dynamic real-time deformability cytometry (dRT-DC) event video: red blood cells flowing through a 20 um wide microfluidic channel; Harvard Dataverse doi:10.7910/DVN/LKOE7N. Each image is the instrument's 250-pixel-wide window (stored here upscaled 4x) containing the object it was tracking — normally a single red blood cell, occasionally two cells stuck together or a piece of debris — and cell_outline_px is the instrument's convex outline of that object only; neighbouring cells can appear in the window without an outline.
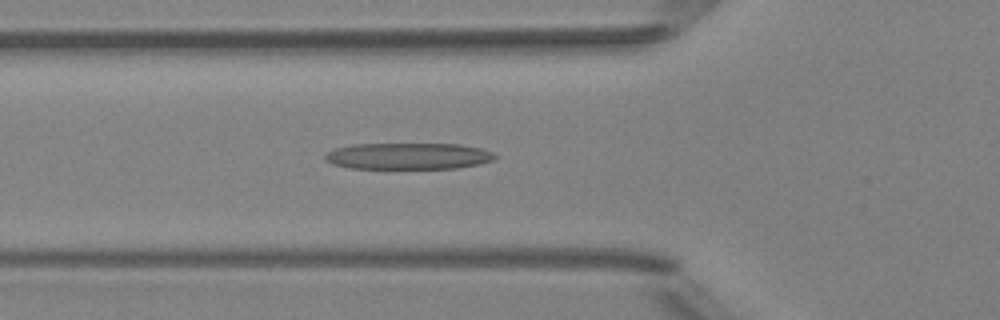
{"species": "Egyptian fruit bat (a non-hibernating species)", "species_latin": "Rousettus aegyptiacus", "temperature_condition": "room temperature", "stored_images_in_passage": 51, "camera_frame_rate_fps": 3000, "um_per_image_px": 0.085, "animal": {"sex": "female"}, "frame": {"image": 1, "passage_image": 18, "time_ms": 5.667, "image_size_px": [1000, 320], "cell_outline_px": [[496, 156], [492, 160], [480, 164], [456, 168], [348, 168], [332, 164], [324, 160], [324, 156], [328, 152], [336, 148], [352, 144], [460, 144], [480, 148], [492, 152]], "centroid_in_image_um": [34.67, 13.26], "position_along_channel_um": 91.1, "area_um2": 26.13}}
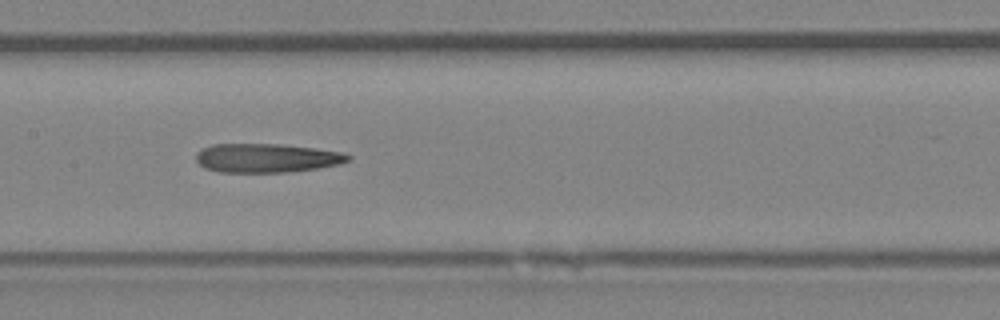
{"frame": {"image": 2, "passage_image": 25, "time_ms": 8.0, "image_size_px": [1000, 320], "cell_outline_px": [[352, 160], [340, 164], [316, 168], [288, 172], [220, 172], [204, 168], [196, 160], [196, 152], [200, 148], [212, 144], [280, 144], [316, 148], [340, 152], [352, 156]], "centroid_in_image_um": [22.65, 13.42], "position_along_channel_um": 184.8, "area_um2": 25.78}}
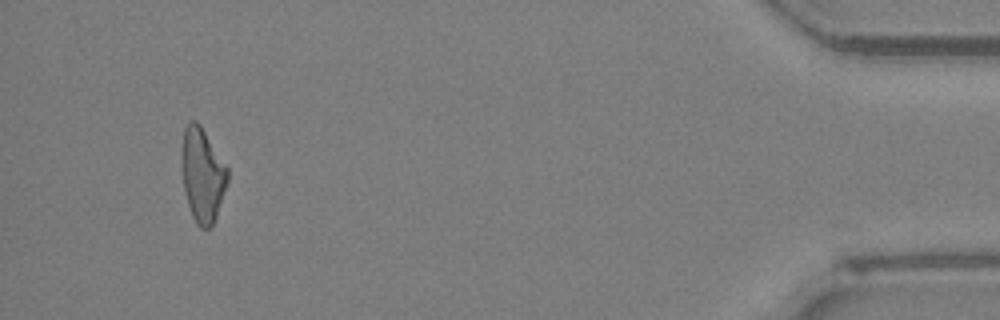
{"frame": {"image": 3, "passage_image": 48, "time_ms": 15.667, "image_size_px": [1000, 320], "cell_outline_px": [[228, 184], [216, 216], [212, 224], [208, 228], [200, 228], [196, 224], [192, 216], [184, 192], [180, 164], [184, 128], [192, 120], [196, 120], [200, 124], [228, 168]], "centroid_in_image_um": [17.19, 14.87], "position_along_channel_um": 418.0, "area_um2": 25.32}, "authors_computed_cell_mechanics": {"area_um2": 26.1256, "velocity_mm_per_s": 4.023, "shape_relaxation_time_tau1_ms": 10.8357, "shape_relaxation_time_tau2_ms": null, "deformation_change_tau1": 0.2853, "deformation_change_tau2": null}}